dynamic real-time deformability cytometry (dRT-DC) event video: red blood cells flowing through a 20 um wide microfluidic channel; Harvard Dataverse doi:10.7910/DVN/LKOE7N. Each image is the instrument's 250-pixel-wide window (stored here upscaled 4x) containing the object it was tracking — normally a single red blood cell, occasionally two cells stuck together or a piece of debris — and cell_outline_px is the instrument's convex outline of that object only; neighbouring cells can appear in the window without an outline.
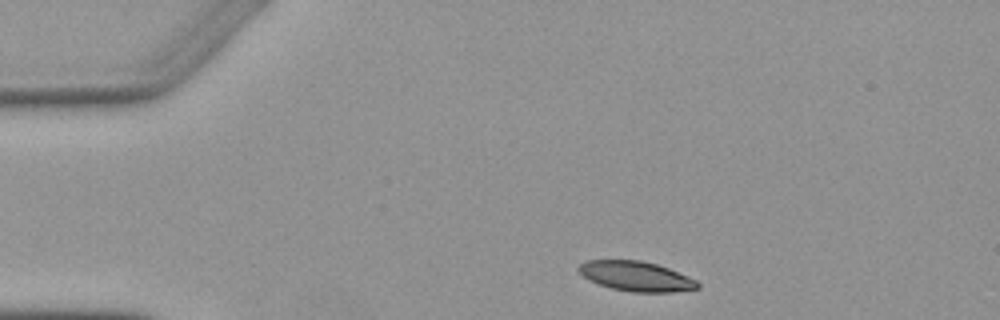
{"species": "Egyptian fruit bat (a non-hibernating species)", "species_latin": "Rousettus aegyptiacus", "temperature_condition": "warm", "stored_images_in_passage": 4, "camera_frame_rate_fps": 3000, "um_per_image_px": 0.085, "animal": {"sex": "female"}, "frame": {"image": 1, "passage_image": 4, "time_ms": 3.667, "image_size_px": [1000, 320], "cell_outline_px": [[700, 288], [672, 292], [632, 292], [612, 288], [600, 284], [584, 276], [576, 268], [584, 260], [640, 260], [656, 264], [668, 268], [688, 276], [696, 280], [700, 284]], "centroid_in_image_um": [54.09, 23.47], "position_along_channel_um": 30.9, "area_um2": 20.52}}